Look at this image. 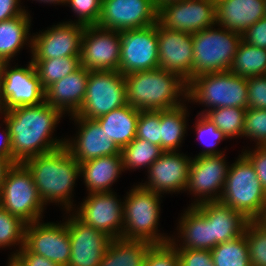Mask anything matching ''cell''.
I'll return each instance as SVG.
<instances>
[{
    "label": "cell",
    "instance_id": "49",
    "mask_svg": "<svg viewBox=\"0 0 266 266\" xmlns=\"http://www.w3.org/2000/svg\"><path fill=\"white\" fill-rule=\"evenodd\" d=\"M20 0H0V22L15 18L26 10L21 8Z\"/></svg>",
    "mask_w": 266,
    "mask_h": 266
},
{
    "label": "cell",
    "instance_id": "26",
    "mask_svg": "<svg viewBox=\"0 0 266 266\" xmlns=\"http://www.w3.org/2000/svg\"><path fill=\"white\" fill-rule=\"evenodd\" d=\"M176 229L177 235L181 234L177 237L183 240L178 245V239L177 242L175 237L171 239L170 243L176 249L212 250L211 222L196 206H188Z\"/></svg>",
    "mask_w": 266,
    "mask_h": 266
},
{
    "label": "cell",
    "instance_id": "44",
    "mask_svg": "<svg viewBox=\"0 0 266 266\" xmlns=\"http://www.w3.org/2000/svg\"><path fill=\"white\" fill-rule=\"evenodd\" d=\"M248 108L266 109V75L247 78Z\"/></svg>",
    "mask_w": 266,
    "mask_h": 266
},
{
    "label": "cell",
    "instance_id": "48",
    "mask_svg": "<svg viewBox=\"0 0 266 266\" xmlns=\"http://www.w3.org/2000/svg\"><path fill=\"white\" fill-rule=\"evenodd\" d=\"M11 258L20 266H60L41 255L30 252L25 246L20 250L16 249L15 253L11 254Z\"/></svg>",
    "mask_w": 266,
    "mask_h": 266
},
{
    "label": "cell",
    "instance_id": "33",
    "mask_svg": "<svg viewBox=\"0 0 266 266\" xmlns=\"http://www.w3.org/2000/svg\"><path fill=\"white\" fill-rule=\"evenodd\" d=\"M163 150L147 140L135 137L121 149L123 169L149 168L162 154Z\"/></svg>",
    "mask_w": 266,
    "mask_h": 266
},
{
    "label": "cell",
    "instance_id": "17",
    "mask_svg": "<svg viewBox=\"0 0 266 266\" xmlns=\"http://www.w3.org/2000/svg\"><path fill=\"white\" fill-rule=\"evenodd\" d=\"M3 64V91L5 111L19 106L39 105L45 101L43 89L36 67L32 60L27 67H10ZM10 68V69H9Z\"/></svg>",
    "mask_w": 266,
    "mask_h": 266
},
{
    "label": "cell",
    "instance_id": "29",
    "mask_svg": "<svg viewBox=\"0 0 266 266\" xmlns=\"http://www.w3.org/2000/svg\"><path fill=\"white\" fill-rule=\"evenodd\" d=\"M25 11L23 14L0 22V61L11 62L20 49L27 45L32 48L30 35L31 18Z\"/></svg>",
    "mask_w": 266,
    "mask_h": 266
},
{
    "label": "cell",
    "instance_id": "20",
    "mask_svg": "<svg viewBox=\"0 0 266 266\" xmlns=\"http://www.w3.org/2000/svg\"><path fill=\"white\" fill-rule=\"evenodd\" d=\"M159 68L177 73L188 83L193 72V36L157 22Z\"/></svg>",
    "mask_w": 266,
    "mask_h": 266
},
{
    "label": "cell",
    "instance_id": "52",
    "mask_svg": "<svg viewBox=\"0 0 266 266\" xmlns=\"http://www.w3.org/2000/svg\"><path fill=\"white\" fill-rule=\"evenodd\" d=\"M3 64H4V62L0 61V114L1 115L5 111V101L2 97V91H3V72H2V69H3Z\"/></svg>",
    "mask_w": 266,
    "mask_h": 266
},
{
    "label": "cell",
    "instance_id": "1",
    "mask_svg": "<svg viewBox=\"0 0 266 266\" xmlns=\"http://www.w3.org/2000/svg\"><path fill=\"white\" fill-rule=\"evenodd\" d=\"M2 114L9 128L15 164L65 145V138L51 137L64 113L45 101L39 105L12 108Z\"/></svg>",
    "mask_w": 266,
    "mask_h": 266
},
{
    "label": "cell",
    "instance_id": "53",
    "mask_svg": "<svg viewBox=\"0 0 266 266\" xmlns=\"http://www.w3.org/2000/svg\"><path fill=\"white\" fill-rule=\"evenodd\" d=\"M183 0H152L154 8L157 12L168 4L178 3Z\"/></svg>",
    "mask_w": 266,
    "mask_h": 266
},
{
    "label": "cell",
    "instance_id": "42",
    "mask_svg": "<svg viewBox=\"0 0 266 266\" xmlns=\"http://www.w3.org/2000/svg\"><path fill=\"white\" fill-rule=\"evenodd\" d=\"M160 111H140L136 137L160 147Z\"/></svg>",
    "mask_w": 266,
    "mask_h": 266
},
{
    "label": "cell",
    "instance_id": "51",
    "mask_svg": "<svg viewBox=\"0 0 266 266\" xmlns=\"http://www.w3.org/2000/svg\"><path fill=\"white\" fill-rule=\"evenodd\" d=\"M14 164L15 163L11 159L0 156V189L9 170L14 166Z\"/></svg>",
    "mask_w": 266,
    "mask_h": 266
},
{
    "label": "cell",
    "instance_id": "39",
    "mask_svg": "<svg viewBox=\"0 0 266 266\" xmlns=\"http://www.w3.org/2000/svg\"><path fill=\"white\" fill-rule=\"evenodd\" d=\"M198 115L197 122L194 124L196 136L198 135L197 138L199 141L205 144L206 149L202 150L197 156L224 154V151H218L215 147L222 140L227 139V137L204 114Z\"/></svg>",
    "mask_w": 266,
    "mask_h": 266
},
{
    "label": "cell",
    "instance_id": "41",
    "mask_svg": "<svg viewBox=\"0 0 266 266\" xmlns=\"http://www.w3.org/2000/svg\"><path fill=\"white\" fill-rule=\"evenodd\" d=\"M67 4L78 17L74 23L83 26L97 25L101 15L102 0H66Z\"/></svg>",
    "mask_w": 266,
    "mask_h": 266
},
{
    "label": "cell",
    "instance_id": "13",
    "mask_svg": "<svg viewBox=\"0 0 266 266\" xmlns=\"http://www.w3.org/2000/svg\"><path fill=\"white\" fill-rule=\"evenodd\" d=\"M112 192L90 193L81 206L73 209L75 216L88 226H92L111 237H122L124 227L123 202ZM77 210V211H75Z\"/></svg>",
    "mask_w": 266,
    "mask_h": 266
},
{
    "label": "cell",
    "instance_id": "28",
    "mask_svg": "<svg viewBox=\"0 0 266 266\" xmlns=\"http://www.w3.org/2000/svg\"><path fill=\"white\" fill-rule=\"evenodd\" d=\"M139 114L138 109L126 104L97 118L96 121L109 138L122 149L136 137Z\"/></svg>",
    "mask_w": 266,
    "mask_h": 266
},
{
    "label": "cell",
    "instance_id": "25",
    "mask_svg": "<svg viewBox=\"0 0 266 266\" xmlns=\"http://www.w3.org/2000/svg\"><path fill=\"white\" fill-rule=\"evenodd\" d=\"M196 207L211 222L212 249L219 243L234 240L244 234L250 221L220 201L205 202Z\"/></svg>",
    "mask_w": 266,
    "mask_h": 266
},
{
    "label": "cell",
    "instance_id": "14",
    "mask_svg": "<svg viewBox=\"0 0 266 266\" xmlns=\"http://www.w3.org/2000/svg\"><path fill=\"white\" fill-rule=\"evenodd\" d=\"M24 246L60 266H68L71 243L67 223L33 222L26 224Z\"/></svg>",
    "mask_w": 266,
    "mask_h": 266
},
{
    "label": "cell",
    "instance_id": "27",
    "mask_svg": "<svg viewBox=\"0 0 266 266\" xmlns=\"http://www.w3.org/2000/svg\"><path fill=\"white\" fill-rule=\"evenodd\" d=\"M121 171L124 172L121 153L80 163V176L84 179L88 194L112 192L110 187L120 177Z\"/></svg>",
    "mask_w": 266,
    "mask_h": 266
},
{
    "label": "cell",
    "instance_id": "11",
    "mask_svg": "<svg viewBox=\"0 0 266 266\" xmlns=\"http://www.w3.org/2000/svg\"><path fill=\"white\" fill-rule=\"evenodd\" d=\"M228 169L224 154L192 157L186 190L197 199L190 206L219 201Z\"/></svg>",
    "mask_w": 266,
    "mask_h": 266
},
{
    "label": "cell",
    "instance_id": "7",
    "mask_svg": "<svg viewBox=\"0 0 266 266\" xmlns=\"http://www.w3.org/2000/svg\"><path fill=\"white\" fill-rule=\"evenodd\" d=\"M215 26L205 28L193 36V72L191 80L199 75L229 71L242 35Z\"/></svg>",
    "mask_w": 266,
    "mask_h": 266
},
{
    "label": "cell",
    "instance_id": "54",
    "mask_svg": "<svg viewBox=\"0 0 266 266\" xmlns=\"http://www.w3.org/2000/svg\"><path fill=\"white\" fill-rule=\"evenodd\" d=\"M35 1H38V2H43V3H49V4H62V5H66V0H35Z\"/></svg>",
    "mask_w": 266,
    "mask_h": 266
},
{
    "label": "cell",
    "instance_id": "10",
    "mask_svg": "<svg viewBox=\"0 0 266 266\" xmlns=\"http://www.w3.org/2000/svg\"><path fill=\"white\" fill-rule=\"evenodd\" d=\"M119 33L121 39L119 71L123 75L159 68L157 23Z\"/></svg>",
    "mask_w": 266,
    "mask_h": 266
},
{
    "label": "cell",
    "instance_id": "58",
    "mask_svg": "<svg viewBox=\"0 0 266 266\" xmlns=\"http://www.w3.org/2000/svg\"><path fill=\"white\" fill-rule=\"evenodd\" d=\"M264 4H265V18H266V0H264Z\"/></svg>",
    "mask_w": 266,
    "mask_h": 266
},
{
    "label": "cell",
    "instance_id": "30",
    "mask_svg": "<svg viewBox=\"0 0 266 266\" xmlns=\"http://www.w3.org/2000/svg\"><path fill=\"white\" fill-rule=\"evenodd\" d=\"M151 245L142 240L114 238L98 266H144Z\"/></svg>",
    "mask_w": 266,
    "mask_h": 266
},
{
    "label": "cell",
    "instance_id": "35",
    "mask_svg": "<svg viewBox=\"0 0 266 266\" xmlns=\"http://www.w3.org/2000/svg\"><path fill=\"white\" fill-rule=\"evenodd\" d=\"M211 251L214 266H251L245 235L219 243Z\"/></svg>",
    "mask_w": 266,
    "mask_h": 266
},
{
    "label": "cell",
    "instance_id": "19",
    "mask_svg": "<svg viewBox=\"0 0 266 266\" xmlns=\"http://www.w3.org/2000/svg\"><path fill=\"white\" fill-rule=\"evenodd\" d=\"M192 158L180 151H163L147 169L148 181L139 185L158 194L186 191Z\"/></svg>",
    "mask_w": 266,
    "mask_h": 266
},
{
    "label": "cell",
    "instance_id": "15",
    "mask_svg": "<svg viewBox=\"0 0 266 266\" xmlns=\"http://www.w3.org/2000/svg\"><path fill=\"white\" fill-rule=\"evenodd\" d=\"M157 22L166 29L194 34L216 25L215 0H183L158 11Z\"/></svg>",
    "mask_w": 266,
    "mask_h": 266
},
{
    "label": "cell",
    "instance_id": "56",
    "mask_svg": "<svg viewBox=\"0 0 266 266\" xmlns=\"http://www.w3.org/2000/svg\"><path fill=\"white\" fill-rule=\"evenodd\" d=\"M11 266H20L13 258H11Z\"/></svg>",
    "mask_w": 266,
    "mask_h": 266
},
{
    "label": "cell",
    "instance_id": "47",
    "mask_svg": "<svg viewBox=\"0 0 266 266\" xmlns=\"http://www.w3.org/2000/svg\"><path fill=\"white\" fill-rule=\"evenodd\" d=\"M242 40L255 47L266 49V18L251 25L243 34Z\"/></svg>",
    "mask_w": 266,
    "mask_h": 266
},
{
    "label": "cell",
    "instance_id": "9",
    "mask_svg": "<svg viewBox=\"0 0 266 266\" xmlns=\"http://www.w3.org/2000/svg\"><path fill=\"white\" fill-rule=\"evenodd\" d=\"M126 104L125 75L120 71H90L85 99L73 115L96 120Z\"/></svg>",
    "mask_w": 266,
    "mask_h": 266
},
{
    "label": "cell",
    "instance_id": "45",
    "mask_svg": "<svg viewBox=\"0 0 266 266\" xmlns=\"http://www.w3.org/2000/svg\"><path fill=\"white\" fill-rule=\"evenodd\" d=\"M179 266H214L210 250L176 249Z\"/></svg>",
    "mask_w": 266,
    "mask_h": 266
},
{
    "label": "cell",
    "instance_id": "6",
    "mask_svg": "<svg viewBox=\"0 0 266 266\" xmlns=\"http://www.w3.org/2000/svg\"><path fill=\"white\" fill-rule=\"evenodd\" d=\"M190 100L208 108L198 114H205L210 109L219 107L247 109V78L230 71L199 75L187 83V101L191 102Z\"/></svg>",
    "mask_w": 266,
    "mask_h": 266
},
{
    "label": "cell",
    "instance_id": "38",
    "mask_svg": "<svg viewBox=\"0 0 266 266\" xmlns=\"http://www.w3.org/2000/svg\"><path fill=\"white\" fill-rule=\"evenodd\" d=\"M25 226L19 217L11 215L0 206V248L24 246Z\"/></svg>",
    "mask_w": 266,
    "mask_h": 266
},
{
    "label": "cell",
    "instance_id": "32",
    "mask_svg": "<svg viewBox=\"0 0 266 266\" xmlns=\"http://www.w3.org/2000/svg\"><path fill=\"white\" fill-rule=\"evenodd\" d=\"M229 71L244 78L266 75V49L252 46L242 40Z\"/></svg>",
    "mask_w": 266,
    "mask_h": 266
},
{
    "label": "cell",
    "instance_id": "43",
    "mask_svg": "<svg viewBox=\"0 0 266 266\" xmlns=\"http://www.w3.org/2000/svg\"><path fill=\"white\" fill-rule=\"evenodd\" d=\"M144 266H179L178 252L170 242L152 244L148 248Z\"/></svg>",
    "mask_w": 266,
    "mask_h": 266
},
{
    "label": "cell",
    "instance_id": "2",
    "mask_svg": "<svg viewBox=\"0 0 266 266\" xmlns=\"http://www.w3.org/2000/svg\"><path fill=\"white\" fill-rule=\"evenodd\" d=\"M33 177L38 194L45 204L63 206L69 214L75 207L71 198L76 179L80 176V163L64 145L51 152L31 157L23 162ZM72 201V202H71ZM72 208V209H71Z\"/></svg>",
    "mask_w": 266,
    "mask_h": 266
},
{
    "label": "cell",
    "instance_id": "24",
    "mask_svg": "<svg viewBox=\"0 0 266 266\" xmlns=\"http://www.w3.org/2000/svg\"><path fill=\"white\" fill-rule=\"evenodd\" d=\"M216 25L243 34L265 17L264 0H215Z\"/></svg>",
    "mask_w": 266,
    "mask_h": 266
},
{
    "label": "cell",
    "instance_id": "57",
    "mask_svg": "<svg viewBox=\"0 0 266 266\" xmlns=\"http://www.w3.org/2000/svg\"><path fill=\"white\" fill-rule=\"evenodd\" d=\"M7 266H11V257L8 258V264Z\"/></svg>",
    "mask_w": 266,
    "mask_h": 266
},
{
    "label": "cell",
    "instance_id": "16",
    "mask_svg": "<svg viewBox=\"0 0 266 266\" xmlns=\"http://www.w3.org/2000/svg\"><path fill=\"white\" fill-rule=\"evenodd\" d=\"M152 0H102L97 26L117 32L140 29L157 23Z\"/></svg>",
    "mask_w": 266,
    "mask_h": 266
},
{
    "label": "cell",
    "instance_id": "12",
    "mask_svg": "<svg viewBox=\"0 0 266 266\" xmlns=\"http://www.w3.org/2000/svg\"><path fill=\"white\" fill-rule=\"evenodd\" d=\"M120 33L97 25L85 26L80 66L89 71H119Z\"/></svg>",
    "mask_w": 266,
    "mask_h": 266
},
{
    "label": "cell",
    "instance_id": "31",
    "mask_svg": "<svg viewBox=\"0 0 266 266\" xmlns=\"http://www.w3.org/2000/svg\"><path fill=\"white\" fill-rule=\"evenodd\" d=\"M187 106L160 111V148L163 151H179L187 129Z\"/></svg>",
    "mask_w": 266,
    "mask_h": 266
},
{
    "label": "cell",
    "instance_id": "8",
    "mask_svg": "<svg viewBox=\"0 0 266 266\" xmlns=\"http://www.w3.org/2000/svg\"><path fill=\"white\" fill-rule=\"evenodd\" d=\"M0 206L26 224L43 221L45 204L38 194L32 174L23 163L14 164L2 183Z\"/></svg>",
    "mask_w": 266,
    "mask_h": 266
},
{
    "label": "cell",
    "instance_id": "34",
    "mask_svg": "<svg viewBox=\"0 0 266 266\" xmlns=\"http://www.w3.org/2000/svg\"><path fill=\"white\" fill-rule=\"evenodd\" d=\"M44 90L80 67V57L31 59Z\"/></svg>",
    "mask_w": 266,
    "mask_h": 266
},
{
    "label": "cell",
    "instance_id": "36",
    "mask_svg": "<svg viewBox=\"0 0 266 266\" xmlns=\"http://www.w3.org/2000/svg\"><path fill=\"white\" fill-rule=\"evenodd\" d=\"M245 111L239 107H219L210 109L204 115L229 139L243 137Z\"/></svg>",
    "mask_w": 266,
    "mask_h": 266
},
{
    "label": "cell",
    "instance_id": "55",
    "mask_svg": "<svg viewBox=\"0 0 266 266\" xmlns=\"http://www.w3.org/2000/svg\"><path fill=\"white\" fill-rule=\"evenodd\" d=\"M261 221L266 225V209H265L263 217L261 218Z\"/></svg>",
    "mask_w": 266,
    "mask_h": 266
},
{
    "label": "cell",
    "instance_id": "18",
    "mask_svg": "<svg viewBox=\"0 0 266 266\" xmlns=\"http://www.w3.org/2000/svg\"><path fill=\"white\" fill-rule=\"evenodd\" d=\"M85 26L65 21L32 35L31 59L80 57Z\"/></svg>",
    "mask_w": 266,
    "mask_h": 266
},
{
    "label": "cell",
    "instance_id": "37",
    "mask_svg": "<svg viewBox=\"0 0 266 266\" xmlns=\"http://www.w3.org/2000/svg\"><path fill=\"white\" fill-rule=\"evenodd\" d=\"M244 235L251 266H266V225L261 220L249 221Z\"/></svg>",
    "mask_w": 266,
    "mask_h": 266
},
{
    "label": "cell",
    "instance_id": "21",
    "mask_svg": "<svg viewBox=\"0 0 266 266\" xmlns=\"http://www.w3.org/2000/svg\"><path fill=\"white\" fill-rule=\"evenodd\" d=\"M65 222L71 243L68 266H98L112 238L84 224L74 214Z\"/></svg>",
    "mask_w": 266,
    "mask_h": 266
},
{
    "label": "cell",
    "instance_id": "3",
    "mask_svg": "<svg viewBox=\"0 0 266 266\" xmlns=\"http://www.w3.org/2000/svg\"><path fill=\"white\" fill-rule=\"evenodd\" d=\"M125 81L127 104L139 111L169 110L187 101V83L174 72L161 68L136 71L125 75Z\"/></svg>",
    "mask_w": 266,
    "mask_h": 266
},
{
    "label": "cell",
    "instance_id": "4",
    "mask_svg": "<svg viewBox=\"0 0 266 266\" xmlns=\"http://www.w3.org/2000/svg\"><path fill=\"white\" fill-rule=\"evenodd\" d=\"M219 201L250 221L261 220L266 209V191L251 162L241 153L229 166Z\"/></svg>",
    "mask_w": 266,
    "mask_h": 266
},
{
    "label": "cell",
    "instance_id": "5",
    "mask_svg": "<svg viewBox=\"0 0 266 266\" xmlns=\"http://www.w3.org/2000/svg\"><path fill=\"white\" fill-rule=\"evenodd\" d=\"M123 201L124 227L122 238L147 241L151 244H165L171 241L158 231L161 194L145 189L132 187Z\"/></svg>",
    "mask_w": 266,
    "mask_h": 266
},
{
    "label": "cell",
    "instance_id": "23",
    "mask_svg": "<svg viewBox=\"0 0 266 266\" xmlns=\"http://www.w3.org/2000/svg\"><path fill=\"white\" fill-rule=\"evenodd\" d=\"M89 70L80 66L45 90V102L64 114H75L85 99ZM66 112V113H65Z\"/></svg>",
    "mask_w": 266,
    "mask_h": 266
},
{
    "label": "cell",
    "instance_id": "46",
    "mask_svg": "<svg viewBox=\"0 0 266 266\" xmlns=\"http://www.w3.org/2000/svg\"><path fill=\"white\" fill-rule=\"evenodd\" d=\"M242 154L251 162L262 188L266 191V146H255V149H249Z\"/></svg>",
    "mask_w": 266,
    "mask_h": 266
},
{
    "label": "cell",
    "instance_id": "40",
    "mask_svg": "<svg viewBox=\"0 0 266 266\" xmlns=\"http://www.w3.org/2000/svg\"><path fill=\"white\" fill-rule=\"evenodd\" d=\"M256 140V146H266V109L247 108L243 137Z\"/></svg>",
    "mask_w": 266,
    "mask_h": 266
},
{
    "label": "cell",
    "instance_id": "22",
    "mask_svg": "<svg viewBox=\"0 0 266 266\" xmlns=\"http://www.w3.org/2000/svg\"><path fill=\"white\" fill-rule=\"evenodd\" d=\"M79 127L75 138L65 139V146L76 159L83 163L102 156L121 153V149L109 138L96 120L70 115Z\"/></svg>",
    "mask_w": 266,
    "mask_h": 266
},
{
    "label": "cell",
    "instance_id": "50",
    "mask_svg": "<svg viewBox=\"0 0 266 266\" xmlns=\"http://www.w3.org/2000/svg\"><path fill=\"white\" fill-rule=\"evenodd\" d=\"M3 123H5L6 126L2 131L3 133L0 135V156L12 160L11 136L7 123L4 119Z\"/></svg>",
    "mask_w": 266,
    "mask_h": 266
}]
</instances>
